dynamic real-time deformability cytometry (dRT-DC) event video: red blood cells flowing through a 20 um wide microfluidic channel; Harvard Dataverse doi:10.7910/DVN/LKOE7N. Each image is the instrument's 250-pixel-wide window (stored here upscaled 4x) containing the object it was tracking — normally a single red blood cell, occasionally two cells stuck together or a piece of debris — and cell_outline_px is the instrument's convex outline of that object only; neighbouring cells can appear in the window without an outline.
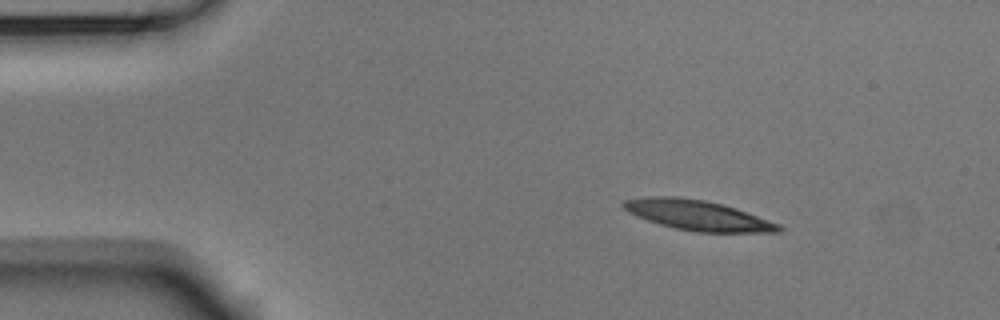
{"species": "Egyptian fruit bat (a non-hibernating species)", "species_latin": "Rousettus aegyptiacus", "temperature_condition": "room temperature", "stored_images_in_passage": 4, "camera_frame_rate_fps": 3000, "um_per_image_px": 0.085, "animal": {"sex": "male"}, "frame": {"image": 1, "passage_image": 2, "time_ms": 0.333, "image_size_px": [1000, 320], "cell_outline_px": [[784, 228], [780, 232], [696, 232], [676, 228], [660, 224], [648, 220], [628, 212], [620, 204], [624, 200], [648, 196], [676, 196], [704, 200], [724, 204], [736, 208], [780, 224]], "centroid_in_image_um": [59.32, 18.29], "position_along_channel_um": 25.7, "area_um2": 27.17}}